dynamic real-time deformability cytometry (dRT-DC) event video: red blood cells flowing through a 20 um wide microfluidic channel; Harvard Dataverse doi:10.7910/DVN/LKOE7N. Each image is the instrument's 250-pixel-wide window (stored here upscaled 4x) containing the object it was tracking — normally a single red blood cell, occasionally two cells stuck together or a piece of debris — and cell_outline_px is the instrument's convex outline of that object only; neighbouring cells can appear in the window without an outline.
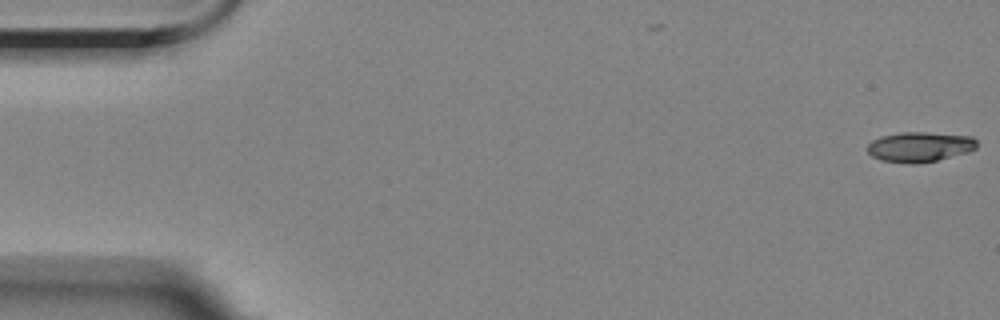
{"species": "Egyptian fruit bat (a non-hibernating species)", "species_latin": "Rousettus aegyptiacus", "temperature_condition": "room temperature", "stored_images_in_passage": 6, "camera_frame_rate_fps": 3000, "um_per_image_px": 0.085, "animal": {"sex": "female"}, "frame": {"image": 1, "passage_image": 1, "time_ms": 0.0, "image_size_px": [1000, 320], "cell_outline_px": [[976, 148], [968, 152], [936, 160], [916, 164], [912, 164], [880, 160], [872, 156], [864, 148], [872, 140], [880, 136], [900, 132], [924, 132], [972, 136], [976, 140]], "centroid_in_image_um": [78.13, 12.48], "position_along_channel_um": 6.9, "area_um2": 19.25}}
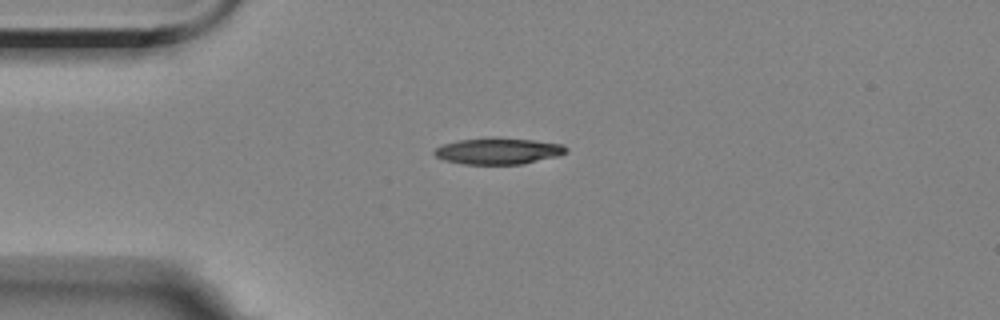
{"frame": {"image": 2, "passage_image": 5, "time_ms": 4.333, "image_size_px": [1000, 320], "cell_outline_px": [[568, 148], [560, 156], [524, 164], [464, 164], [444, 160], [436, 156], [432, 152], [436, 148], [444, 144], [460, 140], [488, 136], [532, 140], [564, 144]], "centroid_in_image_um": [42.37, 12.83], "position_along_channel_um": 42.6, "area_um2": 20.46}}